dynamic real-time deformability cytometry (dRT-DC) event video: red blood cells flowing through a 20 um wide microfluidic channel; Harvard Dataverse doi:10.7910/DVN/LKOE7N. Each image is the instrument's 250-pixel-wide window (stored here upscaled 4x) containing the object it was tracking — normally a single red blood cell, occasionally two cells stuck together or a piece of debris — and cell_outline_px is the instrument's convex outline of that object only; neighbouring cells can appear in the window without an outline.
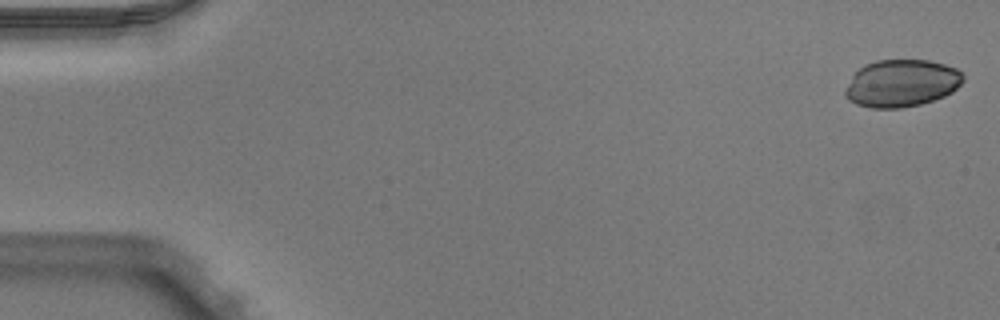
{"species": "Egyptian fruit bat (a non-hibernating species)", "species_latin": "Rousettus aegyptiacus", "temperature_condition": "warm", "stored_images_in_passage": 50, "camera_frame_rate_fps": 3000, "um_per_image_px": 0.085, "animal": {"sex": "male"}, "frame": {"image": 1, "passage_image": 1, "time_ms": 0.0, "image_size_px": [1000, 320], "cell_outline_px": [[964, 80], [952, 92], [944, 96], [920, 104], [900, 108], [872, 108], [856, 104], [848, 100], [844, 96], [844, 92], [852, 76], [864, 64], [876, 60], [928, 60], [944, 64], [956, 68], [964, 76]], "centroid_in_image_um": [76.62, 7.07], "position_along_channel_um": 8.4, "area_um2": 32.48}}
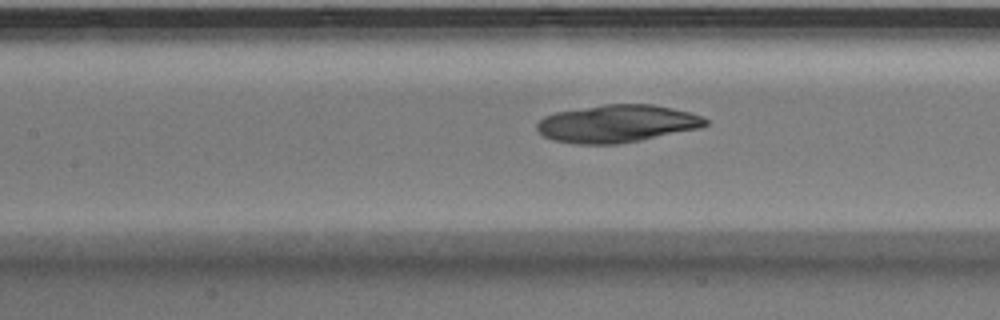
{"frame": {"image": 2, "passage_image": 23, "time_ms": 7.333, "image_size_px": [1000, 320], "cell_outline_px": [[708, 124], [700, 128], [620, 144], [576, 144], [552, 140], [544, 136], [536, 128], [536, 124], [544, 116], [556, 112], [604, 104], [652, 104], [672, 108], [688, 112], [700, 116], [708, 120]], "centroid_in_image_um": [52.43, 10.51], "position_along_channel_um": 155.0, "area_um2": 36.82}}
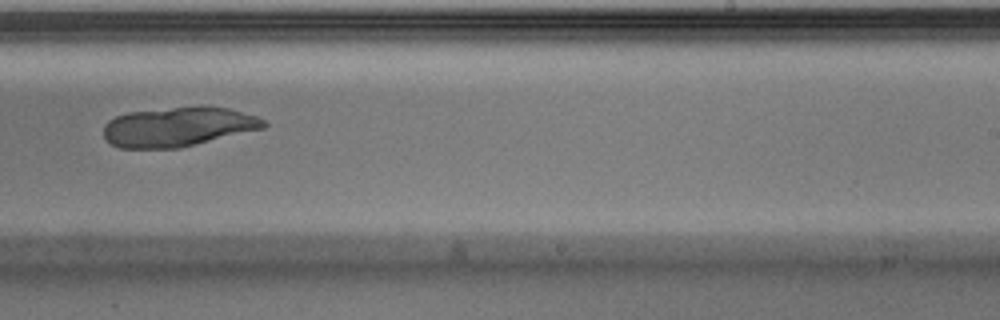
{"frame": {"image": 3, "passage_image": 32, "time_ms": 10.333, "image_size_px": [1000, 320], "cell_outline_px": [[268, 124], [264, 128], [180, 148], [120, 148], [112, 144], [104, 136], [104, 124], [108, 120], [116, 116], [128, 112], [200, 104], [204, 104], [228, 108], [256, 116], [264, 120]], "centroid_in_image_um": [15.15, 10.75], "position_along_channel_um": 273.8, "area_um2": 37.28}}